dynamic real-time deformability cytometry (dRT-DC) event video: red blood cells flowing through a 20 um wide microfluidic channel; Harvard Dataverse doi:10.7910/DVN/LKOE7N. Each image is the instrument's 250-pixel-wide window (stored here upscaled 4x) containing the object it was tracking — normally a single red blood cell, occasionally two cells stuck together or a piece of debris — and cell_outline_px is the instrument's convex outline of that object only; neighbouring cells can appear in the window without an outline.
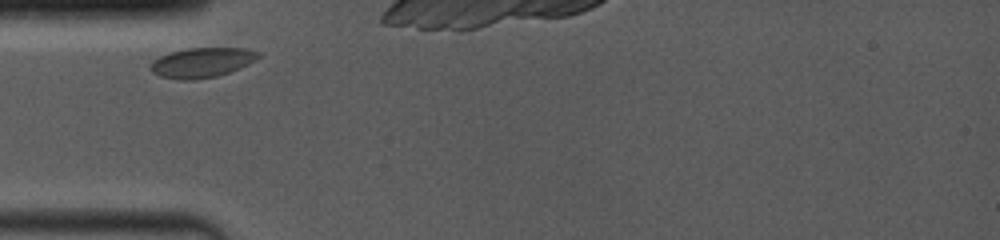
{"species": "common noctule bat (a hibernating species)", "species_latin": "Nyctalus noctula", "temperature_condition": "room temperature", "stored_images_in_passage": 24, "camera_frame_rate_fps": 4000, "um_per_image_px": 0.085, "animal": {"sex": "female", "body_mass_g": 19.0, "forearm_length_mm": 53.3}, "frame": {"image": 1, "passage_image": 1, "time_ms": 0.0, "image_size_px": [1000, 240], "cell_outline_px": [[260, 56], [248, 64], [240, 68], [216, 76], [192, 80], [180, 80], [160, 76], [152, 72], [148, 68], [152, 60], [160, 56], [184, 48], [244, 48], [260, 52]], "centroid_in_image_um": [17.12, 5.31], "position_along_channel_um": 67.9, "area_um2": 18.73}}
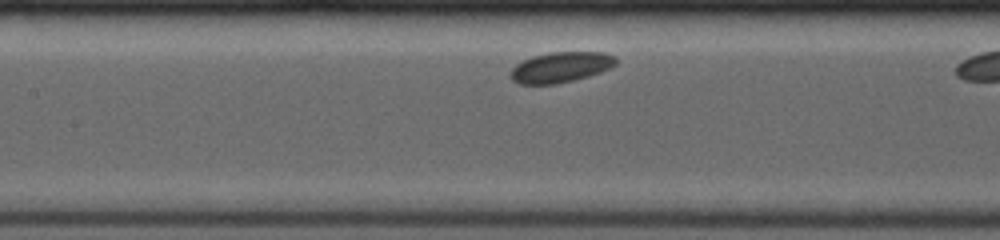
{"frame": {"image": 2, "passage_image": 8, "time_ms": 2.5, "image_size_px": [1000, 240], "cell_outline_px": [[616, 64], [600, 72], [572, 80], [552, 84], [520, 84], [512, 80], [508, 76], [512, 68], [516, 64], [532, 56], [552, 52], [604, 52], [616, 56]], "centroid_in_image_um": [47.63, 5.7], "position_along_channel_um": 159.8, "area_um2": 18.55}}
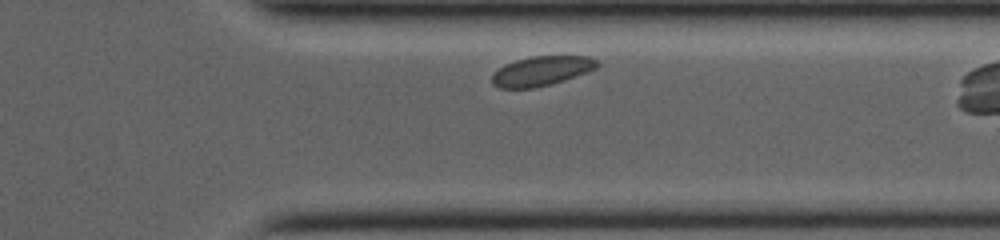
{"frame": {"image": 3, "passage_image": 22, "time_ms": 8.0, "image_size_px": [1000, 240], "cell_outline_px": [[600, 64], [596, 68], [564, 80], [532, 88], [500, 88], [492, 84], [492, 72], [504, 64], [516, 60], [532, 56], [588, 56], [596, 60]], "centroid_in_image_um": [45.98, 6.02], "position_along_channel_um": 365.4, "area_um2": 17.98}}